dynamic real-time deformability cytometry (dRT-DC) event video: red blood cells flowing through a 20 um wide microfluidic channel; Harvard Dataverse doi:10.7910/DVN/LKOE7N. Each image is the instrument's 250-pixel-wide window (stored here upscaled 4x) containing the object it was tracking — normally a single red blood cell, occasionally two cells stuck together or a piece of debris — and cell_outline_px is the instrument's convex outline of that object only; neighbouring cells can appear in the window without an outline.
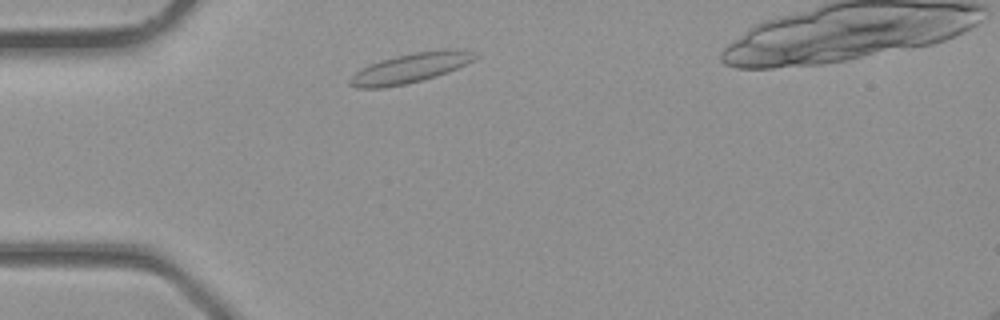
{"species": "common noctule bat (a hibernating species)", "species_latin": "Nyctalus noctula", "temperature_condition": "room temperature", "stored_images_in_passage": 2, "camera_frame_rate_fps": 3000, "um_per_image_px": 0.085, "animal": {"sex": "male", "body_mass_g": 23.1, "forearm_length_mm": 52.7}, "frame": {"image": 1, "passage_image": 1, "time_ms": 0.0, "image_size_px": [1000, 320], "cell_outline_px": [[480, 56], [448, 72], [436, 76], [404, 84], [384, 88], [356, 88], [348, 84], [348, 80], [360, 68], [380, 60], [412, 52], [444, 48], [460, 48]], "centroid_in_image_um": [34.85, 5.76], "position_along_channel_um": 50.1, "area_um2": 21.68}}